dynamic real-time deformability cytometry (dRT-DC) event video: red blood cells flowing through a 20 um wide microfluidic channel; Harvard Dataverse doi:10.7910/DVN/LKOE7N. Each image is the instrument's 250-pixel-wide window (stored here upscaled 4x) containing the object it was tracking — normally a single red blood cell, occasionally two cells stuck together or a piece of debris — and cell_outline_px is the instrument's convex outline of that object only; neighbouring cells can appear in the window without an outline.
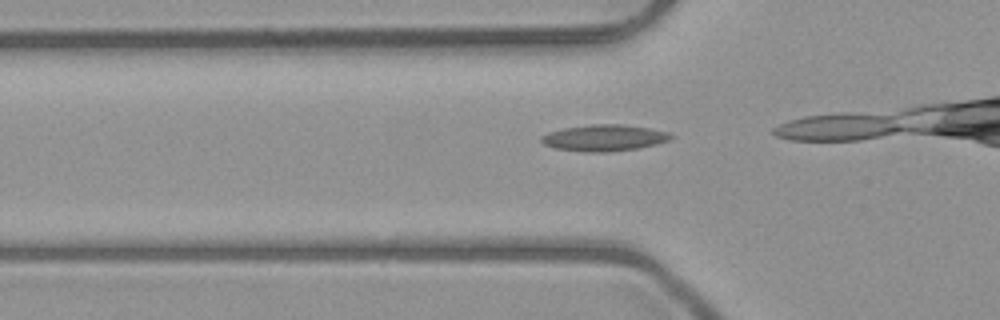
{"species": "common noctule bat (a hibernating species)", "species_latin": "Nyctalus noctula", "temperature_condition": "room temperature", "stored_images_in_passage": 14, "camera_frame_rate_fps": 3000, "um_per_image_px": 0.085, "animal": {"sex": "male", "body_mass_g": 23.1, "forearm_length_mm": 52.7}, "frame": {"image": 1, "passage_image": 10, "time_ms": 3.0, "image_size_px": [1000, 320], "cell_outline_px": [[676, 136], [668, 140], [656, 144], [640, 148], [608, 152], [584, 152], [556, 148], [544, 144], [540, 140], [540, 136], [548, 132], [564, 128], [592, 124], [624, 124], [648, 128], [668, 132]], "centroid_in_image_um": [51.36, 11.72], "position_along_channel_um": 74.4, "area_um2": 20.0}}